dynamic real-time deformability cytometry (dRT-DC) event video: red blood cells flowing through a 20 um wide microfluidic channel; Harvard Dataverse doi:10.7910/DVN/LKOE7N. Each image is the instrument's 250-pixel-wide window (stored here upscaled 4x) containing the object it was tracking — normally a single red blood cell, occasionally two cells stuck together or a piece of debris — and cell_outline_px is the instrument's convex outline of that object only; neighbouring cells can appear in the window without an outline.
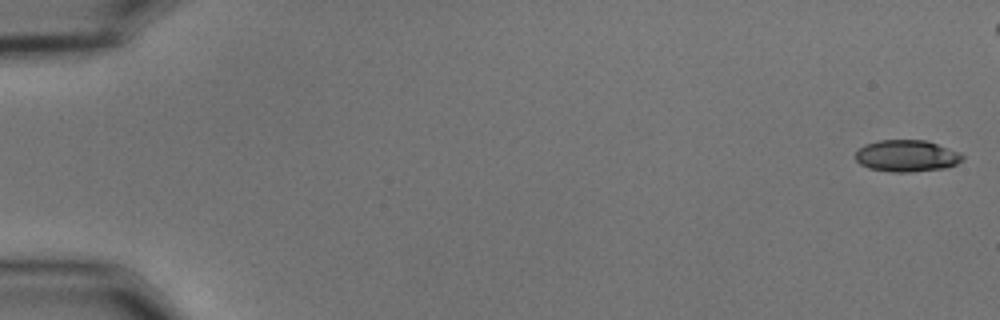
{"species": "common noctule bat (a hibernating species)", "species_latin": "Nyctalus noctula", "temperature_condition": "cold", "stored_images_in_passage": 9, "camera_frame_rate_fps": 3000, "um_per_image_px": 0.085, "animal": {"sex": "male", "body_mass_g": 15.6}, "frame": {"image": 1, "passage_image": 1, "time_ms": 0.0, "image_size_px": [1000, 320], "cell_outline_px": [[964, 160], [948, 168], [908, 172], [892, 172], [868, 168], [860, 164], [856, 160], [856, 152], [864, 144], [880, 140], [928, 140], [960, 152], [964, 156]], "centroid_in_image_um": [77.1, 13.25], "position_along_channel_um": 7.9, "area_um2": 20.0}}